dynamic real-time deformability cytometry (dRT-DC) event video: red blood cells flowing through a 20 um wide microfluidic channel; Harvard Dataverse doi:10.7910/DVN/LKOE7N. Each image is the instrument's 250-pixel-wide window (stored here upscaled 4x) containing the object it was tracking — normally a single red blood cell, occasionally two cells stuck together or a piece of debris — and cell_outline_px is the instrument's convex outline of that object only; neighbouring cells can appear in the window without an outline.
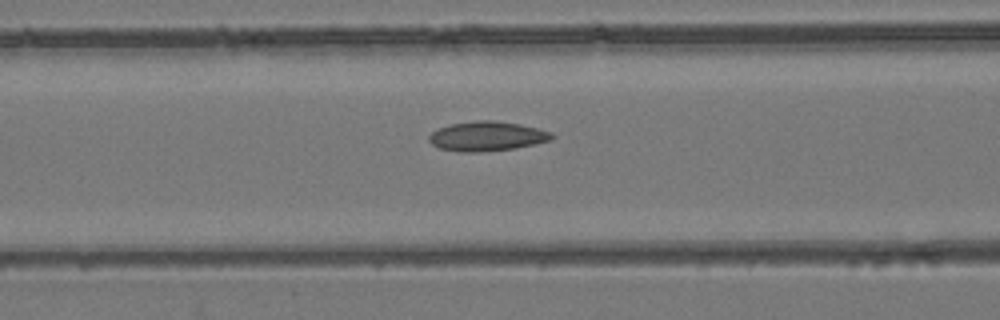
{"species": "common noctule bat (a hibernating species)", "species_latin": "Nyctalus noctula", "temperature_condition": "room temperature", "stored_images_in_passage": 54, "camera_frame_rate_fps": 3000, "um_per_image_px": 0.085, "animal": {"sex": "female", "body_mass_g": 24.6, "forearm_length_mm": 56.2}, "frame": {"image": 1, "passage_image": 23, "time_ms": 7.333, "image_size_px": [1000, 320], "cell_outline_px": [[556, 136], [552, 140], [536, 144], [516, 148], [476, 152], [460, 152], [440, 148], [432, 144], [428, 140], [428, 136], [432, 132], [448, 124], [476, 120], [496, 120], [520, 124], [552, 132]], "centroid_in_image_um": [41.41, 11.57], "position_along_channel_um": 125.2, "area_um2": 21.33}}
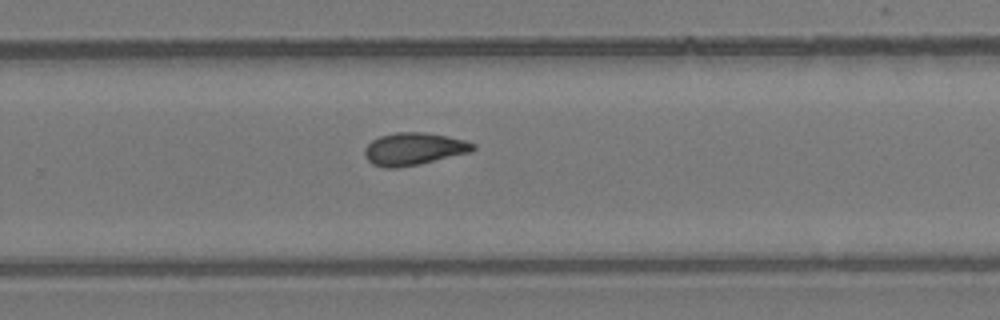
{"frame": {"image": 2, "passage_image": 36, "time_ms": 11.667, "image_size_px": [1000, 320], "cell_outline_px": [[476, 148], [472, 152], [420, 164], [400, 168], [384, 168], [372, 164], [364, 156], [364, 148], [372, 140], [380, 136], [396, 132], [424, 132], [448, 136], [464, 140], [476, 144]], "centroid_in_image_um": [35.18, 12.66], "position_along_channel_um": 294.6, "area_um2": 20.75}}
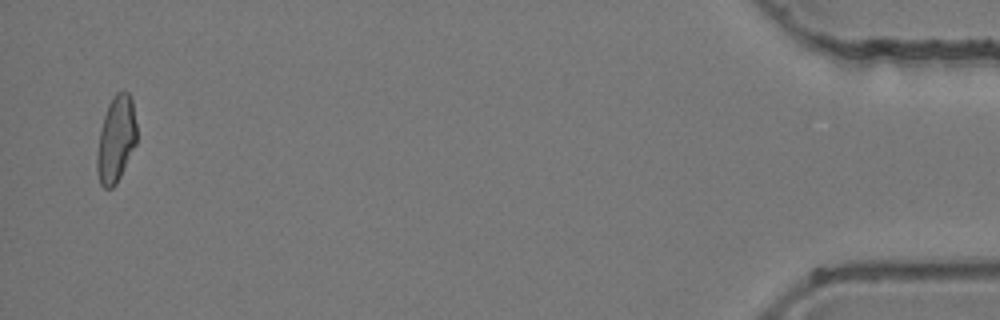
{"frame": {"image": 3, "passage_image": 53, "time_ms": 17.333, "image_size_px": [1000, 320], "cell_outline_px": [[136, 144], [116, 184], [112, 188], [104, 188], [100, 184], [96, 172], [96, 152], [100, 128], [108, 104], [116, 92], [124, 88], [128, 92], [132, 100], [136, 124]], "centroid_in_image_um": [9.84, 11.82], "position_along_channel_um": 425.4, "area_um2": 20.23}, "authors_computed_cell_mechanics": {"area_um2": 20.4323, "velocity_mm_per_s": 3.9199, "shape_relaxation_time_tau1_ms": 11.3481, "shape_relaxation_time_tau2_ms": 3.6382, "deformation_change_tau1": 0.1925, "deformation_change_tau2": 0.0828}}